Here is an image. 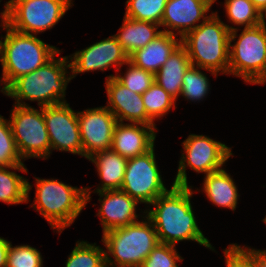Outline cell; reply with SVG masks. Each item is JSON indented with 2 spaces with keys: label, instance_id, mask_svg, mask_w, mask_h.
<instances>
[{
  "label": "cell",
  "instance_id": "cell-24",
  "mask_svg": "<svg viewBox=\"0 0 266 267\" xmlns=\"http://www.w3.org/2000/svg\"><path fill=\"white\" fill-rule=\"evenodd\" d=\"M9 169L28 173L25 165L0 166V201L8 205L28 203L32 185L28 179Z\"/></svg>",
  "mask_w": 266,
  "mask_h": 267
},
{
  "label": "cell",
  "instance_id": "cell-27",
  "mask_svg": "<svg viewBox=\"0 0 266 267\" xmlns=\"http://www.w3.org/2000/svg\"><path fill=\"white\" fill-rule=\"evenodd\" d=\"M65 267H107L105 250L96 243L77 241Z\"/></svg>",
  "mask_w": 266,
  "mask_h": 267
},
{
  "label": "cell",
  "instance_id": "cell-14",
  "mask_svg": "<svg viewBox=\"0 0 266 267\" xmlns=\"http://www.w3.org/2000/svg\"><path fill=\"white\" fill-rule=\"evenodd\" d=\"M117 122L106 106L78 111L83 157L88 159L96 152L111 149Z\"/></svg>",
  "mask_w": 266,
  "mask_h": 267
},
{
  "label": "cell",
  "instance_id": "cell-30",
  "mask_svg": "<svg viewBox=\"0 0 266 267\" xmlns=\"http://www.w3.org/2000/svg\"><path fill=\"white\" fill-rule=\"evenodd\" d=\"M22 160L10 122L0 115V166L25 165Z\"/></svg>",
  "mask_w": 266,
  "mask_h": 267
},
{
  "label": "cell",
  "instance_id": "cell-18",
  "mask_svg": "<svg viewBox=\"0 0 266 267\" xmlns=\"http://www.w3.org/2000/svg\"><path fill=\"white\" fill-rule=\"evenodd\" d=\"M156 129L140 123L117 122L111 149L126 159L145 154L154 147Z\"/></svg>",
  "mask_w": 266,
  "mask_h": 267
},
{
  "label": "cell",
  "instance_id": "cell-4",
  "mask_svg": "<svg viewBox=\"0 0 266 267\" xmlns=\"http://www.w3.org/2000/svg\"><path fill=\"white\" fill-rule=\"evenodd\" d=\"M36 192L31 205L59 234L70 227L91 199L90 187L78 188L58 179L35 177Z\"/></svg>",
  "mask_w": 266,
  "mask_h": 267
},
{
  "label": "cell",
  "instance_id": "cell-19",
  "mask_svg": "<svg viewBox=\"0 0 266 267\" xmlns=\"http://www.w3.org/2000/svg\"><path fill=\"white\" fill-rule=\"evenodd\" d=\"M180 44V37L162 32L144 48L132 53L129 56V61L135 66L155 74Z\"/></svg>",
  "mask_w": 266,
  "mask_h": 267
},
{
  "label": "cell",
  "instance_id": "cell-29",
  "mask_svg": "<svg viewBox=\"0 0 266 267\" xmlns=\"http://www.w3.org/2000/svg\"><path fill=\"white\" fill-rule=\"evenodd\" d=\"M199 69V67L191 65L183 76L180 96L188 101L203 100L210 91L209 79Z\"/></svg>",
  "mask_w": 266,
  "mask_h": 267
},
{
  "label": "cell",
  "instance_id": "cell-35",
  "mask_svg": "<svg viewBox=\"0 0 266 267\" xmlns=\"http://www.w3.org/2000/svg\"><path fill=\"white\" fill-rule=\"evenodd\" d=\"M256 263V267H266V250H258L247 246L241 247Z\"/></svg>",
  "mask_w": 266,
  "mask_h": 267
},
{
  "label": "cell",
  "instance_id": "cell-3",
  "mask_svg": "<svg viewBox=\"0 0 266 267\" xmlns=\"http://www.w3.org/2000/svg\"><path fill=\"white\" fill-rule=\"evenodd\" d=\"M59 50L48 62L37 70L17 78L8 87V97L15 100L16 105L29 106L28 101H37L39 107L66 102L65 95L68 83L72 80L69 74L68 56L56 58ZM69 75H66V74Z\"/></svg>",
  "mask_w": 266,
  "mask_h": 267
},
{
  "label": "cell",
  "instance_id": "cell-28",
  "mask_svg": "<svg viewBox=\"0 0 266 267\" xmlns=\"http://www.w3.org/2000/svg\"><path fill=\"white\" fill-rule=\"evenodd\" d=\"M125 17L161 24L167 0H127Z\"/></svg>",
  "mask_w": 266,
  "mask_h": 267
},
{
  "label": "cell",
  "instance_id": "cell-1",
  "mask_svg": "<svg viewBox=\"0 0 266 267\" xmlns=\"http://www.w3.org/2000/svg\"><path fill=\"white\" fill-rule=\"evenodd\" d=\"M192 186L174 185L170 190L158 196L145 210V215L152 221L159 242L175 245L181 241H195L215 251L209 240L197 225L191 198Z\"/></svg>",
  "mask_w": 266,
  "mask_h": 267
},
{
  "label": "cell",
  "instance_id": "cell-13",
  "mask_svg": "<svg viewBox=\"0 0 266 267\" xmlns=\"http://www.w3.org/2000/svg\"><path fill=\"white\" fill-rule=\"evenodd\" d=\"M72 79L77 74L84 72L101 70L102 72L110 68H115L116 74L120 68L128 62L129 56L123 50L114 35L96 42L89 47L76 51L68 56Z\"/></svg>",
  "mask_w": 266,
  "mask_h": 267
},
{
  "label": "cell",
  "instance_id": "cell-9",
  "mask_svg": "<svg viewBox=\"0 0 266 267\" xmlns=\"http://www.w3.org/2000/svg\"><path fill=\"white\" fill-rule=\"evenodd\" d=\"M14 104L10 113V125L18 152L23 160L29 158L48 159L51 143L46 128L43 107Z\"/></svg>",
  "mask_w": 266,
  "mask_h": 267
},
{
  "label": "cell",
  "instance_id": "cell-32",
  "mask_svg": "<svg viewBox=\"0 0 266 267\" xmlns=\"http://www.w3.org/2000/svg\"><path fill=\"white\" fill-rule=\"evenodd\" d=\"M41 252L30 245H17L10 247L7 252V267H42Z\"/></svg>",
  "mask_w": 266,
  "mask_h": 267
},
{
  "label": "cell",
  "instance_id": "cell-22",
  "mask_svg": "<svg viewBox=\"0 0 266 267\" xmlns=\"http://www.w3.org/2000/svg\"><path fill=\"white\" fill-rule=\"evenodd\" d=\"M160 27L153 22L138 21L124 16L122 26L114 36L127 55L130 56L160 35L163 32L158 30Z\"/></svg>",
  "mask_w": 266,
  "mask_h": 267
},
{
  "label": "cell",
  "instance_id": "cell-21",
  "mask_svg": "<svg viewBox=\"0 0 266 267\" xmlns=\"http://www.w3.org/2000/svg\"><path fill=\"white\" fill-rule=\"evenodd\" d=\"M190 66L187 51L180 44L154 74V81L177 100L181 93L183 76Z\"/></svg>",
  "mask_w": 266,
  "mask_h": 267
},
{
  "label": "cell",
  "instance_id": "cell-7",
  "mask_svg": "<svg viewBox=\"0 0 266 267\" xmlns=\"http://www.w3.org/2000/svg\"><path fill=\"white\" fill-rule=\"evenodd\" d=\"M72 5V0H9L0 20L14 31L37 35L58 24Z\"/></svg>",
  "mask_w": 266,
  "mask_h": 267
},
{
  "label": "cell",
  "instance_id": "cell-20",
  "mask_svg": "<svg viewBox=\"0 0 266 267\" xmlns=\"http://www.w3.org/2000/svg\"><path fill=\"white\" fill-rule=\"evenodd\" d=\"M88 160L94 163L102 180L93 193L121 189L128 159L109 149L94 153Z\"/></svg>",
  "mask_w": 266,
  "mask_h": 267
},
{
  "label": "cell",
  "instance_id": "cell-6",
  "mask_svg": "<svg viewBox=\"0 0 266 267\" xmlns=\"http://www.w3.org/2000/svg\"><path fill=\"white\" fill-rule=\"evenodd\" d=\"M144 215L145 210L141 221L103 234L107 267H140L160 243L152 221Z\"/></svg>",
  "mask_w": 266,
  "mask_h": 267
},
{
  "label": "cell",
  "instance_id": "cell-23",
  "mask_svg": "<svg viewBox=\"0 0 266 267\" xmlns=\"http://www.w3.org/2000/svg\"><path fill=\"white\" fill-rule=\"evenodd\" d=\"M204 176L202 191L208 200L218 207L235 211L239 194L231 175L222 168Z\"/></svg>",
  "mask_w": 266,
  "mask_h": 267
},
{
  "label": "cell",
  "instance_id": "cell-12",
  "mask_svg": "<svg viewBox=\"0 0 266 267\" xmlns=\"http://www.w3.org/2000/svg\"><path fill=\"white\" fill-rule=\"evenodd\" d=\"M43 115L52 150L66 151L83 156L82 140L78 124V112L69 103L43 107Z\"/></svg>",
  "mask_w": 266,
  "mask_h": 267
},
{
  "label": "cell",
  "instance_id": "cell-36",
  "mask_svg": "<svg viewBox=\"0 0 266 267\" xmlns=\"http://www.w3.org/2000/svg\"><path fill=\"white\" fill-rule=\"evenodd\" d=\"M10 243V241L0 237V267H7V252Z\"/></svg>",
  "mask_w": 266,
  "mask_h": 267
},
{
  "label": "cell",
  "instance_id": "cell-39",
  "mask_svg": "<svg viewBox=\"0 0 266 267\" xmlns=\"http://www.w3.org/2000/svg\"><path fill=\"white\" fill-rule=\"evenodd\" d=\"M1 83L3 84V87L1 88V92L3 93V95L5 94L6 96H8V87L6 86L5 81H4L3 78L0 79V84ZM0 87H1V85H0Z\"/></svg>",
  "mask_w": 266,
  "mask_h": 267
},
{
  "label": "cell",
  "instance_id": "cell-8",
  "mask_svg": "<svg viewBox=\"0 0 266 267\" xmlns=\"http://www.w3.org/2000/svg\"><path fill=\"white\" fill-rule=\"evenodd\" d=\"M238 30L230 31L228 75L254 85L266 69V22L244 28L239 35Z\"/></svg>",
  "mask_w": 266,
  "mask_h": 267
},
{
  "label": "cell",
  "instance_id": "cell-5",
  "mask_svg": "<svg viewBox=\"0 0 266 267\" xmlns=\"http://www.w3.org/2000/svg\"><path fill=\"white\" fill-rule=\"evenodd\" d=\"M0 26L6 30L0 40V62L7 87L17 78L43 66L60 50L35 35L14 31L4 22Z\"/></svg>",
  "mask_w": 266,
  "mask_h": 267
},
{
  "label": "cell",
  "instance_id": "cell-17",
  "mask_svg": "<svg viewBox=\"0 0 266 267\" xmlns=\"http://www.w3.org/2000/svg\"><path fill=\"white\" fill-rule=\"evenodd\" d=\"M100 198L101 207L96 214L100 217L103 234L116 228L125 227L138 221L135 199L120 190H106L96 192ZM103 198V199H102Z\"/></svg>",
  "mask_w": 266,
  "mask_h": 267
},
{
  "label": "cell",
  "instance_id": "cell-15",
  "mask_svg": "<svg viewBox=\"0 0 266 267\" xmlns=\"http://www.w3.org/2000/svg\"><path fill=\"white\" fill-rule=\"evenodd\" d=\"M216 0H167L160 26L163 32L179 35L182 38L189 31L197 28ZM206 15V16H205ZM202 19V20H201ZM168 28V29H167ZM176 31V33H175Z\"/></svg>",
  "mask_w": 266,
  "mask_h": 267
},
{
  "label": "cell",
  "instance_id": "cell-34",
  "mask_svg": "<svg viewBox=\"0 0 266 267\" xmlns=\"http://www.w3.org/2000/svg\"><path fill=\"white\" fill-rule=\"evenodd\" d=\"M226 267H256L255 261L236 243L225 248Z\"/></svg>",
  "mask_w": 266,
  "mask_h": 267
},
{
  "label": "cell",
  "instance_id": "cell-31",
  "mask_svg": "<svg viewBox=\"0 0 266 267\" xmlns=\"http://www.w3.org/2000/svg\"><path fill=\"white\" fill-rule=\"evenodd\" d=\"M125 65H128L125 74L122 73L113 75L121 84L127 87L130 91L143 94L146 92L154 81V74L144 69L135 66L128 60ZM122 74V75H121Z\"/></svg>",
  "mask_w": 266,
  "mask_h": 267
},
{
  "label": "cell",
  "instance_id": "cell-26",
  "mask_svg": "<svg viewBox=\"0 0 266 267\" xmlns=\"http://www.w3.org/2000/svg\"><path fill=\"white\" fill-rule=\"evenodd\" d=\"M142 98L146 114L153 122L165 116L170 109H176V99L156 82L142 94Z\"/></svg>",
  "mask_w": 266,
  "mask_h": 267
},
{
  "label": "cell",
  "instance_id": "cell-38",
  "mask_svg": "<svg viewBox=\"0 0 266 267\" xmlns=\"http://www.w3.org/2000/svg\"><path fill=\"white\" fill-rule=\"evenodd\" d=\"M265 83H266V69L264 70L261 77L254 84L264 85Z\"/></svg>",
  "mask_w": 266,
  "mask_h": 267
},
{
  "label": "cell",
  "instance_id": "cell-2",
  "mask_svg": "<svg viewBox=\"0 0 266 267\" xmlns=\"http://www.w3.org/2000/svg\"><path fill=\"white\" fill-rule=\"evenodd\" d=\"M235 27L221 21L217 11L181 38L191 65L211 72L214 77L229 70V36Z\"/></svg>",
  "mask_w": 266,
  "mask_h": 267
},
{
  "label": "cell",
  "instance_id": "cell-10",
  "mask_svg": "<svg viewBox=\"0 0 266 267\" xmlns=\"http://www.w3.org/2000/svg\"><path fill=\"white\" fill-rule=\"evenodd\" d=\"M183 153L180 157L174 185L188 186L186 168L205 175L223 168L233 155L231 147L205 135L190 134L183 142Z\"/></svg>",
  "mask_w": 266,
  "mask_h": 267
},
{
  "label": "cell",
  "instance_id": "cell-25",
  "mask_svg": "<svg viewBox=\"0 0 266 267\" xmlns=\"http://www.w3.org/2000/svg\"><path fill=\"white\" fill-rule=\"evenodd\" d=\"M224 7L232 25L247 28L265 21V17L250 0H225Z\"/></svg>",
  "mask_w": 266,
  "mask_h": 267
},
{
  "label": "cell",
  "instance_id": "cell-11",
  "mask_svg": "<svg viewBox=\"0 0 266 267\" xmlns=\"http://www.w3.org/2000/svg\"><path fill=\"white\" fill-rule=\"evenodd\" d=\"M154 147L145 154L128 159L121 190L138 203L150 204L168 189L156 163Z\"/></svg>",
  "mask_w": 266,
  "mask_h": 267
},
{
  "label": "cell",
  "instance_id": "cell-33",
  "mask_svg": "<svg viewBox=\"0 0 266 267\" xmlns=\"http://www.w3.org/2000/svg\"><path fill=\"white\" fill-rule=\"evenodd\" d=\"M182 260L175 245L159 243L140 267H179L177 262Z\"/></svg>",
  "mask_w": 266,
  "mask_h": 267
},
{
  "label": "cell",
  "instance_id": "cell-37",
  "mask_svg": "<svg viewBox=\"0 0 266 267\" xmlns=\"http://www.w3.org/2000/svg\"><path fill=\"white\" fill-rule=\"evenodd\" d=\"M260 13L266 18V0H250Z\"/></svg>",
  "mask_w": 266,
  "mask_h": 267
},
{
  "label": "cell",
  "instance_id": "cell-16",
  "mask_svg": "<svg viewBox=\"0 0 266 267\" xmlns=\"http://www.w3.org/2000/svg\"><path fill=\"white\" fill-rule=\"evenodd\" d=\"M105 87L108 96L106 107L114 114L118 122L125 120L130 123L156 126L146 114L141 94L130 91L112 74L106 76Z\"/></svg>",
  "mask_w": 266,
  "mask_h": 267
}]
</instances>
